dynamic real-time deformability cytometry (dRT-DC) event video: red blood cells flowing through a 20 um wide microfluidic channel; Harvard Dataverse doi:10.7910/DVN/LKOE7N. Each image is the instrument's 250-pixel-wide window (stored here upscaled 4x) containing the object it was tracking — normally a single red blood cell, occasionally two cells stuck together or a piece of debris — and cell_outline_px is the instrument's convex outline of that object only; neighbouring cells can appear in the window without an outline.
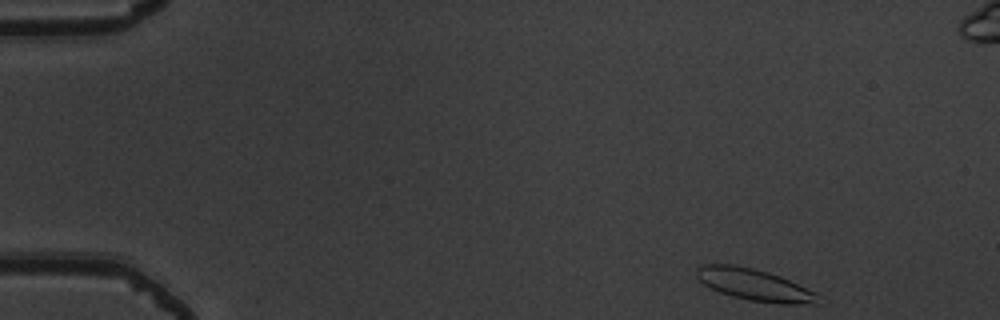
{"species": "common noctule bat (a hibernating species)", "species_latin": "Nyctalus noctula", "temperature_condition": "warm", "stored_images_in_passage": 50, "camera_frame_rate_fps": 3000, "um_per_image_px": 0.085, "animal": {"sex": "male", "body_mass_g": 19.5, "forearm_length_mm": 54.6}, "frame": {"image": 1, "passage_image": 1, "time_ms": 0.0, "image_size_px": [1000, 320], "cell_outline_px": [[820, 304], [780, 304], [748, 300], [732, 296], [720, 292], [704, 284], [696, 276], [696, 268], [700, 264], [732, 264], [752, 268], [768, 272], [780, 276], [816, 292], [820, 296]], "centroid_in_image_um": [64.15, 24.21], "position_along_channel_um": 20.8, "area_um2": 22.6}}
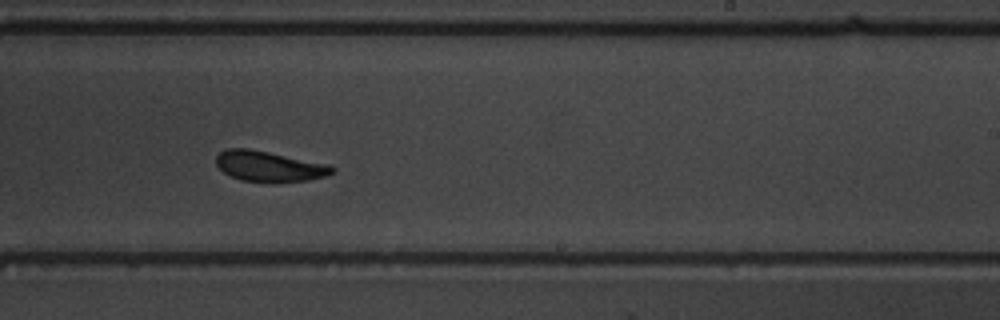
{"frame": {"image": 2, "passage_image": 29, "time_ms": 9.333, "image_size_px": [1000, 320], "cell_outline_px": [[336, 172], [324, 176], [308, 180], [276, 184], [272, 184], [240, 180], [224, 172], [216, 164], [216, 156], [224, 148], [248, 148], [328, 164], [336, 168]], "centroid_in_image_um": [22.88, 14.16], "position_along_channel_um": 266.1, "area_um2": 20.98}}
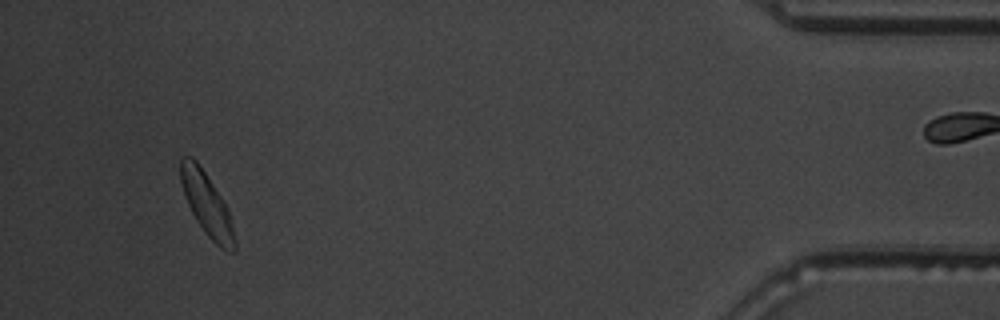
{"frame": {"image": 3, "passage_image": 46, "time_ms": 15.0, "image_size_px": [1000, 320], "cell_outline_px": [[236, 248], [232, 252], [228, 252], [220, 248], [204, 232], [196, 220], [184, 196], [180, 180], [180, 156], [192, 156], [196, 160], [228, 208], [236, 240]], "centroid_in_image_um": [17.57, 17.38], "position_along_channel_um": 417.6, "area_um2": 19.65}, "authors_computed_cell_mechanics": {"area_um2": 21.0681, "velocity_mm_per_s": 3.7885, "shape_relaxation_time_tau1_ms": 1.7942, "shape_relaxation_time_tau2_ms": 1.2756, "deformation_change_tau1": 0.102, "deformation_change_tau2": 0.067}}